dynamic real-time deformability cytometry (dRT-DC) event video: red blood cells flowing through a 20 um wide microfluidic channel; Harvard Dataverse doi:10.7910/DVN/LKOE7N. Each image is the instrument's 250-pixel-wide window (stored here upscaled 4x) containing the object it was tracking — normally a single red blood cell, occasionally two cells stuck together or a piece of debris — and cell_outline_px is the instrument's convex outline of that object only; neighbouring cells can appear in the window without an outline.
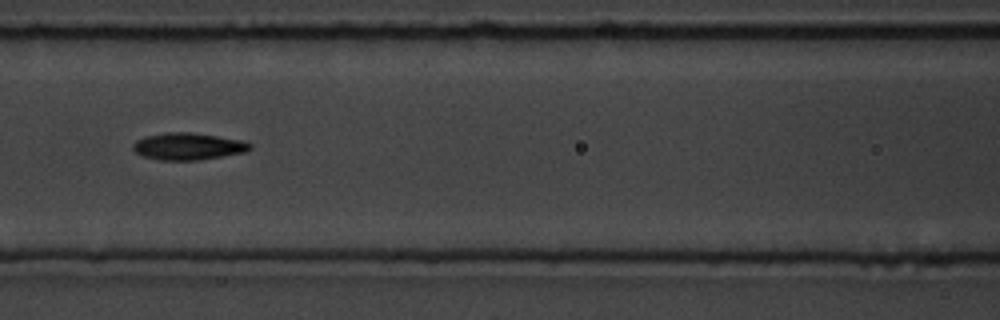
{"species": "common noctule bat (a hibernating species)", "species_latin": "Nyctalus noctula", "temperature_condition": "room temperature", "stored_images_in_passage": 15, "camera_frame_rate_fps": 3000, "um_per_image_px": 0.085, "animal": {"sex": "male", "body_mass_g": 19.5, "forearm_length_mm": 54.6}, "frame": {"image": 1, "passage_image": 7, "time_ms": 8.0, "image_size_px": [1000, 320], "cell_outline_px": [[252, 148], [244, 152], [200, 160], [160, 160], [140, 156], [132, 148], [132, 144], [136, 140], [144, 136], [168, 132], [192, 132], [244, 140], [252, 144]], "centroid_in_image_um": [15.97, 12.43], "position_along_channel_um": 150.6, "area_um2": 18.61}}
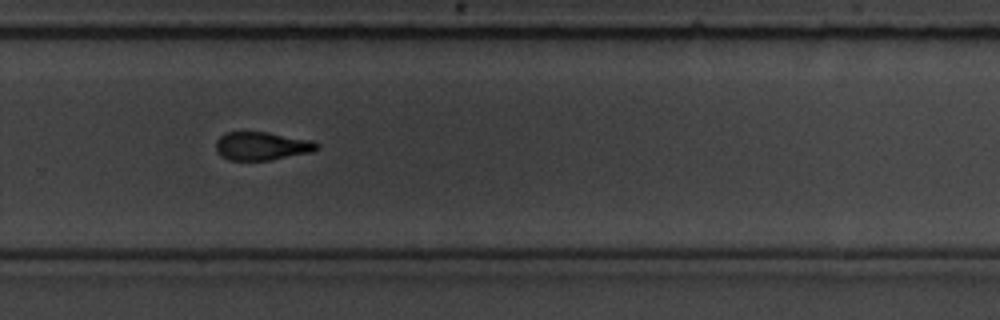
{"frame": {"image": 2, "passage_image": 11, "time_ms": 12.333, "image_size_px": [1000, 320], "cell_outline_px": [[320, 148], [312, 152], [272, 160], [228, 160], [220, 156], [216, 152], [216, 140], [224, 132], [268, 132], [312, 140], [320, 144]], "centroid_in_image_um": [22.26, 12.41], "position_along_channel_um": 307.5, "area_um2": 16.94}, "authors_computed_cell_mechanics": {"area_um2": 17.8602, "velocity_mm_per_s": 3.6411, "shape_relaxation_time_tau1_ms": 4.1867, "shape_relaxation_time_tau2_ms": 4.2752, "deformation_change_tau1": 0.1414, "deformation_change_tau2": 0.1034}}